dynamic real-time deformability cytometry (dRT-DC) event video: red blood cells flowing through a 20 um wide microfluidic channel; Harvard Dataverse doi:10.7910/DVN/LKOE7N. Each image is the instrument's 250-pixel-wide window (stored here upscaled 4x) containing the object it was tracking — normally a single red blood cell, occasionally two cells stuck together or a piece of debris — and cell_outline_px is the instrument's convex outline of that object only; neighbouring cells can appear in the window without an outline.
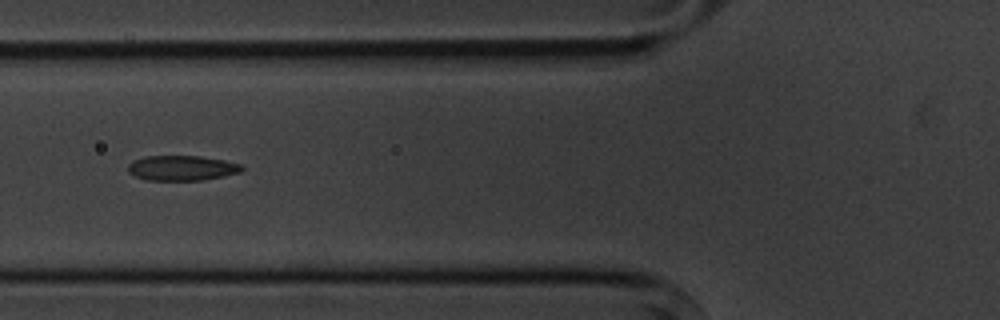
{"species": "common noctule bat (a hibernating species)", "species_latin": "Nyctalus noctula", "temperature_condition": "cold", "stored_images_in_passage": 10, "camera_frame_rate_fps": 3000, "um_per_image_px": 0.085, "animal": {"sex": "male", "body_mass_g": 20.1, "forearm_length_mm": 53.5}, "frame": {"image": 1, "passage_image": 5, "time_ms": 4.667, "image_size_px": [1000, 320], "cell_outline_px": [[244, 168], [240, 172], [224, 176], [204, 180], [144, 180], [128, 172], [128, 164], [132, 160], [144, 156], [200, 156], [224, 160], [244, 164]], "centroid_in_image_um": [15.47, 14.28], "position_along_channel_um": 110.3, "area_um2": 16.82}}
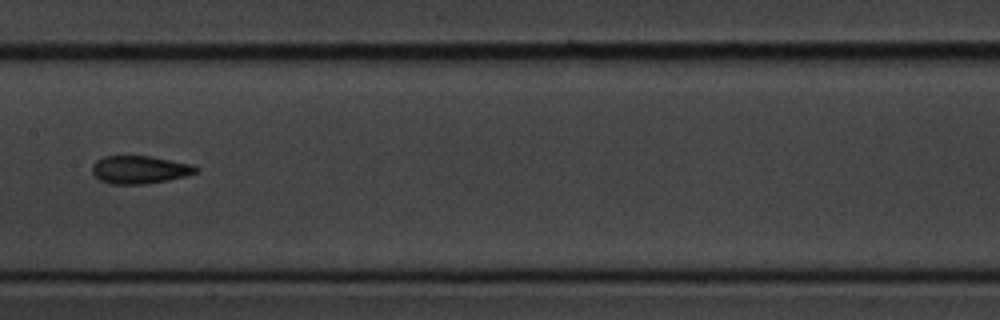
{"frame": {"image": 2, "passage_image": 7, "time_ms": 7.0, "image_size_px": [1000, 320], "cell_outline_px": [[200, 168], [196, 172], [188, 176], [168, 180], [144, 184], [112, 184], [100, 180], [92, 172], [92, 164], [96, 160], [104, 156], [152, 156], [192, 164]], "centroid_in_image_um": [11.89, 14.42], "position_along_channel_um": 195.5, "area_um2": 16.99}}
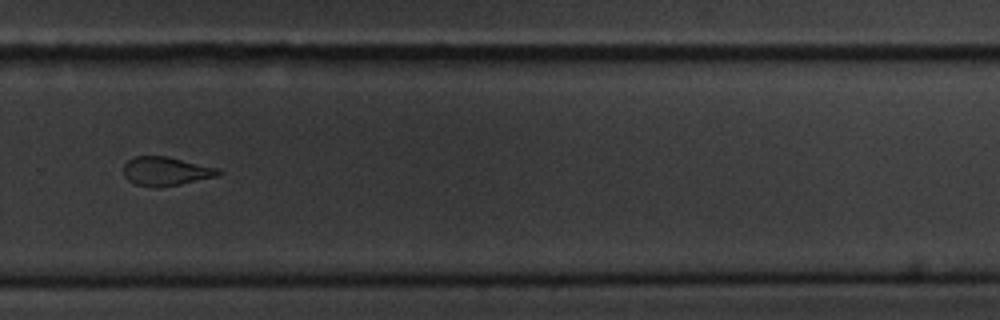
{"frame": {"image": 3, "passage_image": 10, "time_ms": 10.333, "image_size_px": [1000, 320], "cell_outline_px": [[224, 172], [216, 176], [180, 184], [136, 184], [128, 180], [124, 176], [124, 164], [128, 160], [136, 156], [168, 156], [220, 168]], "centroid_in_image_um": [14.15, 14.5], "position_along_channel_um": 315.6, "area_um2": 15.37}}